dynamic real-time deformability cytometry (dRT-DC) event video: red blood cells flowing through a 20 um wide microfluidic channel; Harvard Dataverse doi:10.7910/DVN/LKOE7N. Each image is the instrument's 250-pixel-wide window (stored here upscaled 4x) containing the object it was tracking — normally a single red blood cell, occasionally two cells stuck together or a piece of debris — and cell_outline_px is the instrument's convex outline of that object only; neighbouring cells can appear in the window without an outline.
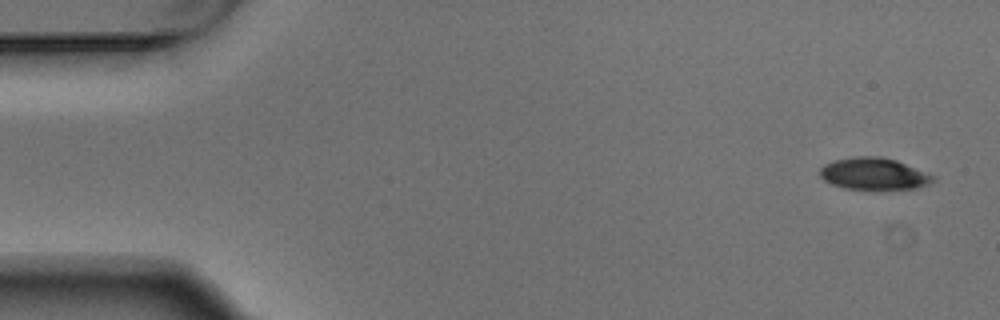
{"species": "Egyptian fruit bat (a non-hibernating species)", "species_latin": "Rousettus aegyptiacus", "temperature_condition": "warm", "stored_images_in_passage": 8, "camera_frame_rate_fps": 3000, "um_per_image_px": 0.085, "animal": {"sex": "male"}, "frame": {"image": 1, "passage_image": 1, "time_ms": 0.0, "image_size_px": [1000, 320], "cell_outline_px": [[936, 180], [928, 184], [916, 188], [876, 192], [844, 188], [832, 184], [824, 180], [820, 176], [820, 168], [824, 164], [832, 160], [856, 156], [880, 156], [896, 160], [936, 176]], "centroid_in_image_um": [74.29, 14.81], "position_along_channel_um": 10.7, "area_um2": 21.85}}
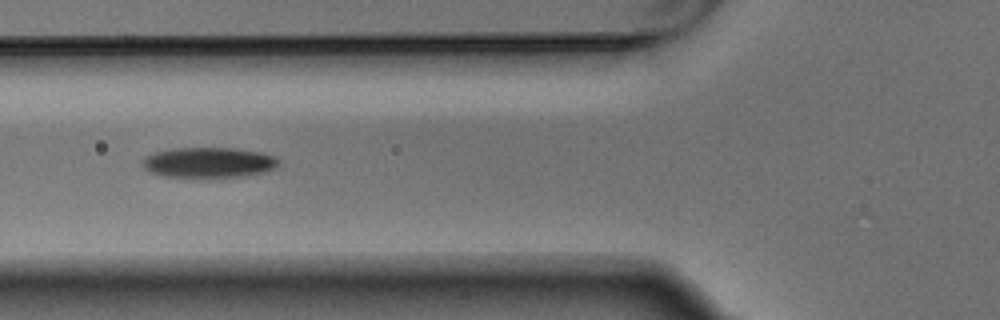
{"frame": {"image": 2, "passage_image": 6, "time_ms": 1.667, "image_size_px": [1000, 320], "cell_outline_px": [[280, 164], [276, 168], [264, 172], [248, 176], [212, 180], [164, 176], [148, 172], [144, 168], [144, 156], [156, 152], [172, 148], [236, 148], [264, 152], [276, 156], [280, 160]], "centroid_in_image_um": [17.81, 13.85], "position_along_channel_um": 108.0, "area_um2": 25.32}}
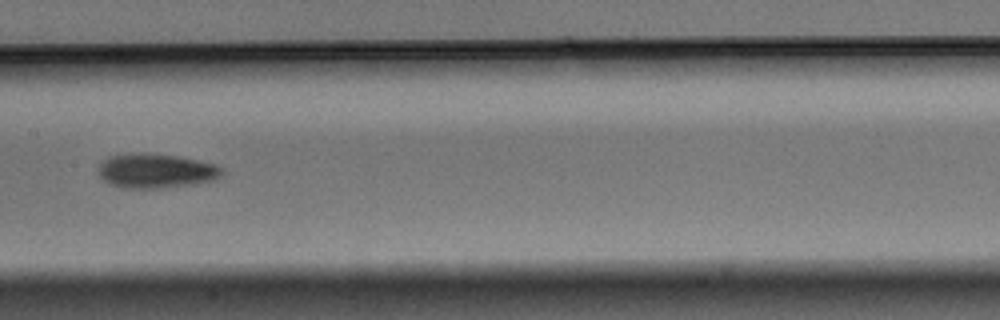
{"frame": {"image": 3, "passage_image": 8, "time_ms": 2.333, "image_size_px": [1000, 320], "cell_outline_px": [[224, 172], [216, 180], [196, 184], [160, 188], [120, 188], [104, 180], [100, 176], [100, 164], [108, 156], [176, 156], [200, 160], [216, 164], [224, 168]], "centroid_in_image_um": [13.37, 14.58], "position_along_channel_um": 194.0, "area_um2": 23.99}}